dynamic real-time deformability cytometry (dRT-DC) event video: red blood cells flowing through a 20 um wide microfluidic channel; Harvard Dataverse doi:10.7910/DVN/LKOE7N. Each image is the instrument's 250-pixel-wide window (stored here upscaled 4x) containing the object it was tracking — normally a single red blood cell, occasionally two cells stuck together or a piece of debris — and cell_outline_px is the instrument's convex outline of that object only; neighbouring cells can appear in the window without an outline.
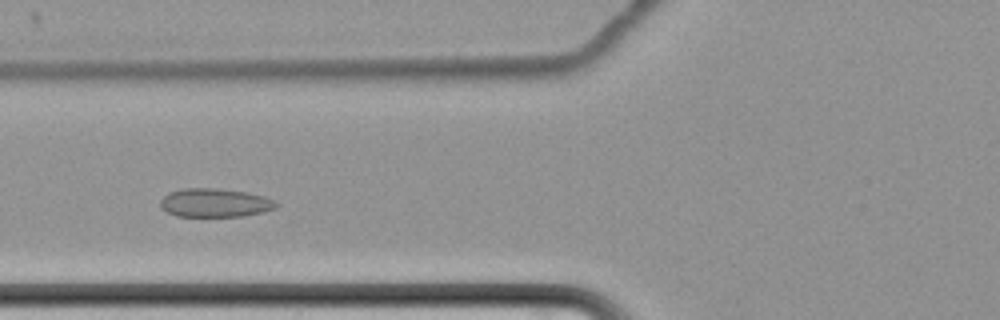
{"species": "common noctule bat (a hibernating species)", "species_latin": "Nyctalus noctula", "temperature_condition": "cold", "stored_images_in_passage": 55, "camera_frame_rate_fps": 3000, "um_per_image_px": 0.085, "animal": {"sex": "female", "body_mass_g": 22.7, "forearm_length_mm": 54.2}, "frame": {"image": 1, "passage_image": 19, "time_ms": 6.0, "image_size_px": [1000, 320], "cell_outline_px": [[276, 208], [260, 212], [240, 216], [176, 216], [160, 208], [160, 200], [168, 192], [184, 188], [216, 188], [244, 192], [264, 196], [272, 200], [276, 204]], "centroid_in_image_um": [18.19, 17.23], "position_along_channel_um": 107.6, "area_um2": 19.07}}
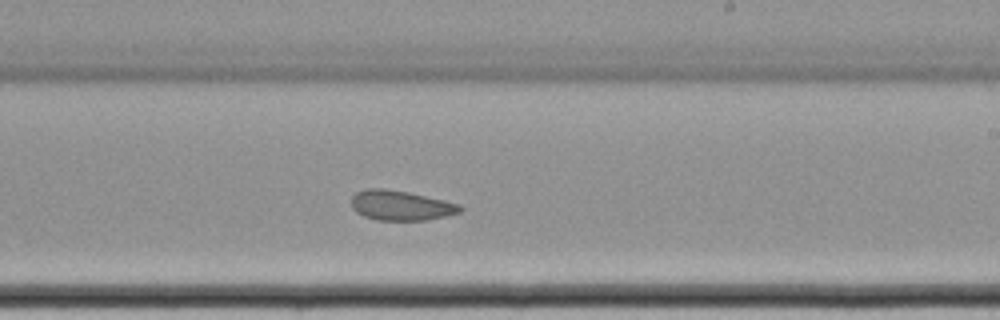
{"frame": {"image": 2, "passage_image": 32, "time_ms": 10.333, "image_size_px": [1000, 320], "cell_outline_px": [[464, 208], [460, 212], [428, 220], [376, 220], [364, 216], [356, 212], [352, 208], [352, 196], [356, 192], [368, 188], [384, 188], [408, 192], [444, 200], [460, 204]], "centroid_in_image_um": [34.06, 17.46], "position_along_channel_um": 254.9, "area_um2": 18.96}}
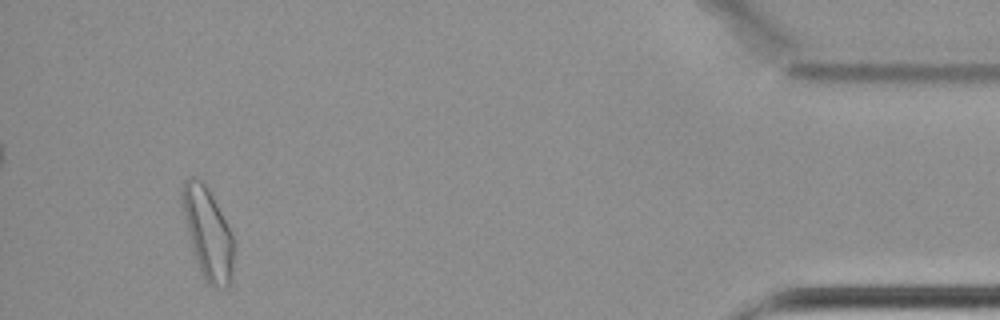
{"frame": {"image": 3, "passage_image": 52, "time_ms": 17.0, "image_size_px": [1000, 320], "cell_outline_px": [[232, 272], [228, 284], [224, 288], [208, 284], [204, 280], [200, 272], [188, 236], [180, 204], [180, 188], [184, 180], [188, 176], [192, 176], [200, 180], [208, 188], [232, 232]], "centroid_in_image_um": [17.6, 19.75], "position_along_channel_um": 417.6, "area_um2": 27.34}, "authors_computed_cell_mechanics": {"area_um2": 20.9236, "velocity_mm_per_s": 3.4046, "shape_relaxation_time_tau1_ms": null, "shape_relaxation_time_tau2_ms": 2.8122, "deformation_change_tau1": null, "deformation_change_tau2": 0.0593}}